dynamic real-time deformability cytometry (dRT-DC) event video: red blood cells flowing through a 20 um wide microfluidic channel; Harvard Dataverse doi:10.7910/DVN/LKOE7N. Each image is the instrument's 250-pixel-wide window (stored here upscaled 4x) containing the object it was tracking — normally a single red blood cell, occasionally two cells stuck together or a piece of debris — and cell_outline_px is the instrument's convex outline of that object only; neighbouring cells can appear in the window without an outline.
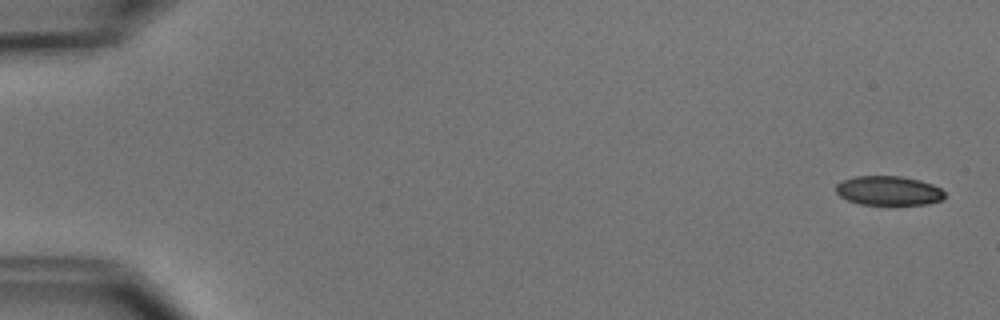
{"species": "common noctule bat (a hibernating species)", "species_latin": "Nyctalus noctula", "temperature_condition": "cold", "stored_images_in_passage": 6, "segment_of_instrument_passage": [1, 2], "camera_frame_rate_fps": 3000, "um_per_image_px": 0.085, "animal": {"sex": "male", "body_mass_g": 15.6}, "frame": {"image": 1, "passage_image": 1, "time_ms": 0.0, "image_size_px": [1000, 320], "cell_outline_px": [[944, 200], [928, 204], [860, 204], [848, 200], [840, 196], [836, 192], [836, 184], [840, 180], [856, 176], [900, 176], [920, 180], [932, 184], [940, 188], [944, 192]], "centroid_in_image_um": [75.52, 16.2], "position_along_channel_um": 9.5, "area_um2": 18.61}}
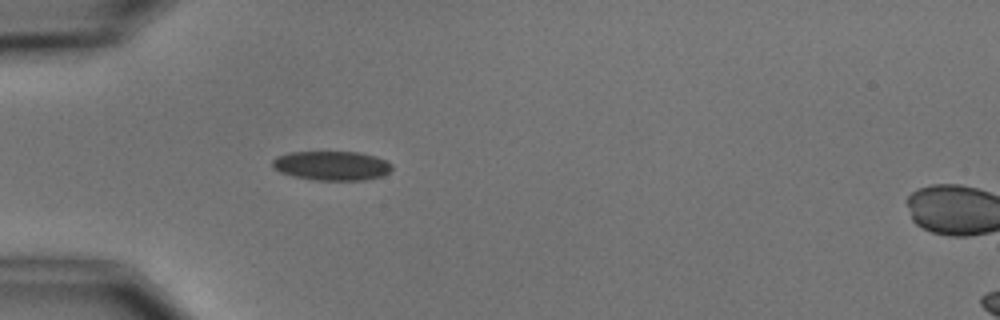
{"frame": {"image": 2, "passage_image": 5, "time_ms": 5.0, "image_size_px": [1000, 320], "cell_outline_px": [[392, 168], [388, 172], [380, 176], [364, 180], [316, 180], [292, 176], [280, 172], [272, 168], [272, 160], [276, 156], [292, 152], [360, 152], [376, 156], [392, 164]], "centroid_in_image_um": [28.16, 14.08], "position_along_channel_um": 56.8, "area_um2": 20.4}}